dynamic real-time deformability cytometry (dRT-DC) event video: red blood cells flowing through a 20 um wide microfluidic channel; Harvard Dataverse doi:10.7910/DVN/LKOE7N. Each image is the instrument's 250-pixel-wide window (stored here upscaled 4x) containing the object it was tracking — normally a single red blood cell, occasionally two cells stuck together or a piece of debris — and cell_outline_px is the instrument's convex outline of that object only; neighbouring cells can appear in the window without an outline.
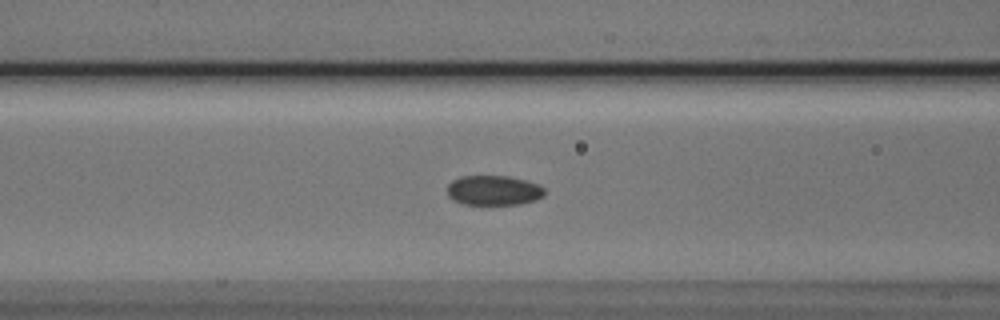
{"species": "Egyptian fruit bat (a non-hibernating species)", "species_latin": "Rousettus aegyptiacus", "temperature_condition": "cold", "stored_images_in_passage": 37, "camera_frame_rate_fps": 3000, "um_per_image_px": 0.085, "animal": {"sex": "male"}, "frame": {"image": 1, "passage_image": 5, "time_ms": 1.333, "image_size_px": [1000, 320], "cell_outline_px": [[544, 196], [536, 200], [520, 204], [464, 204], [452, 200], [448, 196], [448, 184], [452, 180], [460, 176], [508, 176], [540, 184], [544, 188]], "centroid_in_image_um": [41.96, 16.18], "position_along_channel_um": 124.6, "area_um2": 16.99}}
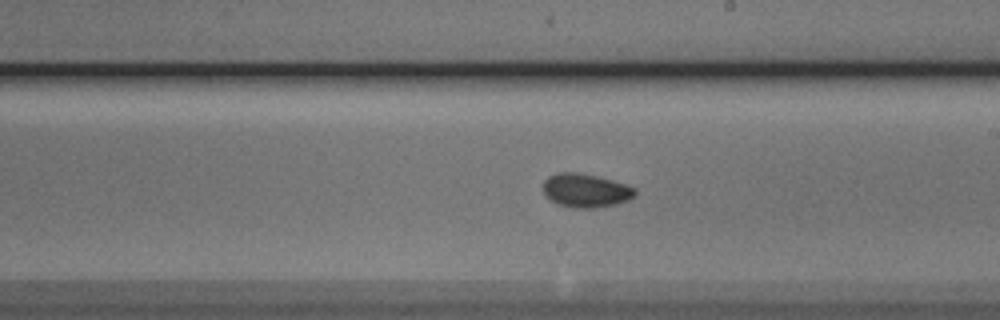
{"frame": {"image": 2, "passage_image": 14, "time_ms": 4.333, "image_size_px": [1000, 320], "cell_outline_px": [[636, 196], [628, 200], [616, 204], [596, 208], [572, 208], [556, 204], [544, 192], [544, 180], [548, 176], [556, 172], [576, 172], [596, 176], [612, 180], [636, 188]], "centroid_in_image_um": [49.79, 16.19], "position_along_channel_um": 239.2, "area_um2": 18.09}}
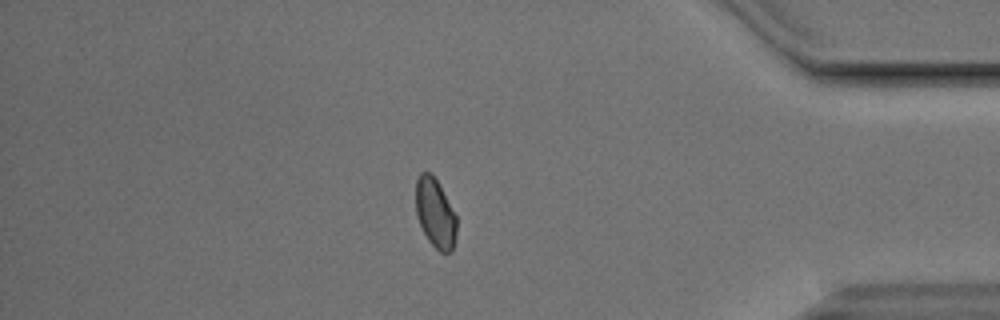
{"frame": {"image": 3, "passage_image": 29, "time_ms": 9.333, "image_size_px": [1000, 320], "cell_outline_px": [[456, 236], [452, 252], [440, 252], [428, 240], [416, 216], [416, 180], [420, 172], [428, 172], [436, 180], [456, 216]], "centroid_in_image_um": [36.98, 18.14], "position_along_channel_um": 398.2, "area_um2": 16.18}, "authors_computed_cell_mechanics": {"area_um2": 17.1088, "velocity_mm_per_s": 3.8219, "shape_relaxation_time_tau1_ms": 4.9894, "shape_relaxation_time_tau2_ms": 2.1801, "deformation_change_tau1": 0.0911, "deformation_change_tau2": 0.0385}}